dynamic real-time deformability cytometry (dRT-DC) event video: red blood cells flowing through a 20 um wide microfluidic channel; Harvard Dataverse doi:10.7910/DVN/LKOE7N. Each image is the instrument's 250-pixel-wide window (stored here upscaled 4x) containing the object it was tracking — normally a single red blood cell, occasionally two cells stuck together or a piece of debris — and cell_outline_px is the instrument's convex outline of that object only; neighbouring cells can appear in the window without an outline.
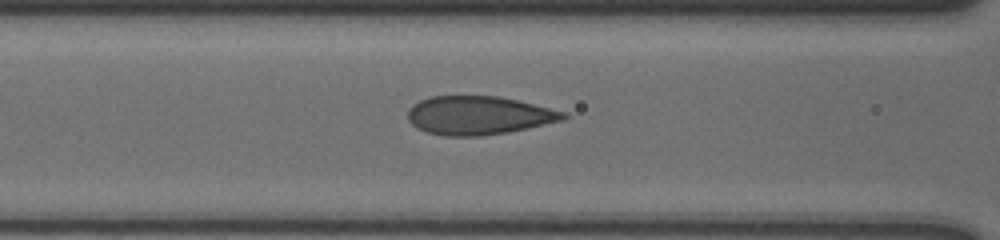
{"species": "human", "species_latin": "Homo sapiens", "temperature_condition": "cold", "stored_images_in_passage": 18, "camera_frame_rate_fps": 3000, "um_per_image_px": 0.085, "donor": {"sex": "male"}, "frame": {"image": 1, "passage_image": 16, "time_ms": 5.0, "image_size_px": [1000, 240], "cell_outline_px": [[568, 116], [564, 120], [508, 132], [480, 136], [444, 136], [428, 132], [416, 128], [408, 120], [408, 108], [412, 104], [428, 96], [496, 96], [516, 100], [568, 112]], "centroid_in_image_um": [40.67, 9.81], "position_along_channel_um": 125.9, "area_um2": 35.03}}